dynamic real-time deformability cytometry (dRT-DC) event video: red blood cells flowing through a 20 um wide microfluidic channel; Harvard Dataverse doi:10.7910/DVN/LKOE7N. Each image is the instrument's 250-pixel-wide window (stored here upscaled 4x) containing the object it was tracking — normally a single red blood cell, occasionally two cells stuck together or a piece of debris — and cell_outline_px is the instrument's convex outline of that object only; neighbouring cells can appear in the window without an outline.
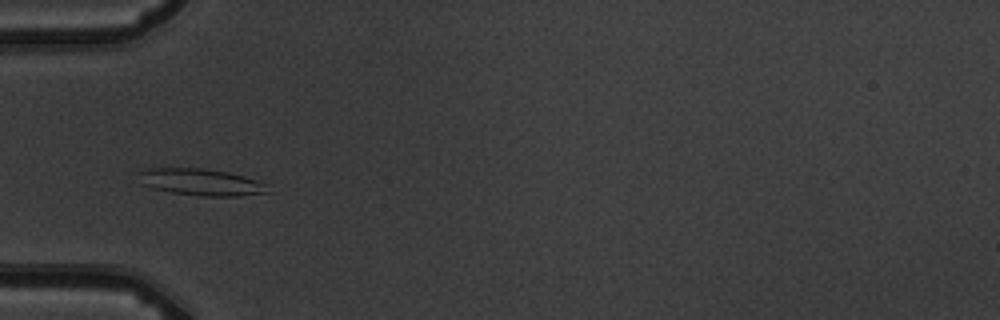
{"species": "common noctule bat (a hibernating species)", "species_latin": "Nyctalus noctula", "temperature_condition": "warm", "stored_images_in_passage": 10, "camera_frame_rate_fps": 3000, "um_per_image_px": 0.085, "animal": {"sex": "male", "body_mass_g": 19.5, "forearm_length_mm": 54.6}, "frame": {"image": 1, "passage_image": 5, "time_ms": 4.667, "image_size_px": [1000, 320], "cell_outline_px": [[268, 192], [240, 196], [200, 196], [172, 192], [152, 188], [140, 184], [140, 172], [148, 168], [200, 168], [228, 172], [244, 176], [256, 180], [264, 184]], "centroid_in_image_um": [17.05, 15.48], "position_along_channel_um": 68.0, "area_um2": 19.88}}
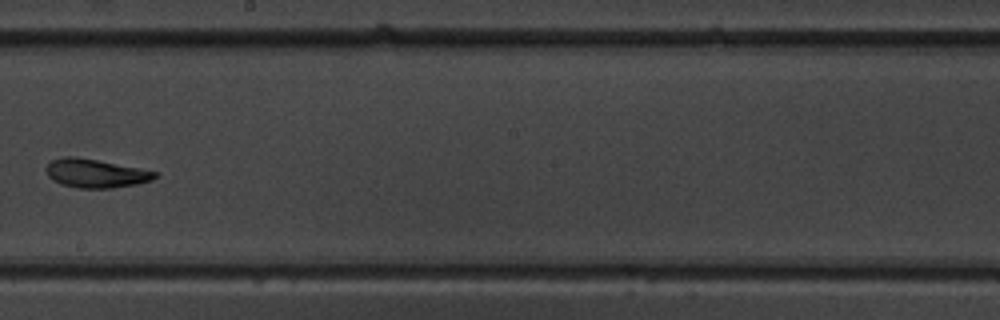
{"frame": {"image": 2, "passage_image": 9, "time_ms": 9.333, "image_size_px": [1000, 320], "cell_outline_px": [[156, 176], [152, 180], [136, 184], [112, 188], [76, 188], [60, 184], [52, 180], [48, 176], [44, 168], [52, 160], [64, 156], [72, 156], [96, 160], [156, 172]], "centroid_in_image_um": [8.04, 14.74], "position_along_channel_um": 240.2, "area_um2": 17.92}}
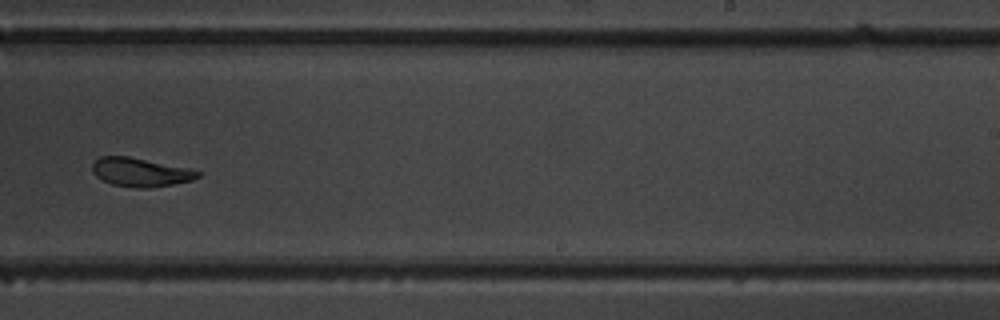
{"frame": {"image": 3, "passage_image": 10, "time_ms": 10.333, "image_size_px": [1000, 320], "cell_outline_px": [[200, 176], [192, 180], [172, 184], [148, 188], [136, 188], [112, 184], [96, 176], [92, 172], [92, 164], [100, 156], [128, 156], [192, 168], [200, 172]], "centroid_in_image_um": [11.96, 14.63], "position_along_channel_um": 277.0, "area_um2": 17.69}}